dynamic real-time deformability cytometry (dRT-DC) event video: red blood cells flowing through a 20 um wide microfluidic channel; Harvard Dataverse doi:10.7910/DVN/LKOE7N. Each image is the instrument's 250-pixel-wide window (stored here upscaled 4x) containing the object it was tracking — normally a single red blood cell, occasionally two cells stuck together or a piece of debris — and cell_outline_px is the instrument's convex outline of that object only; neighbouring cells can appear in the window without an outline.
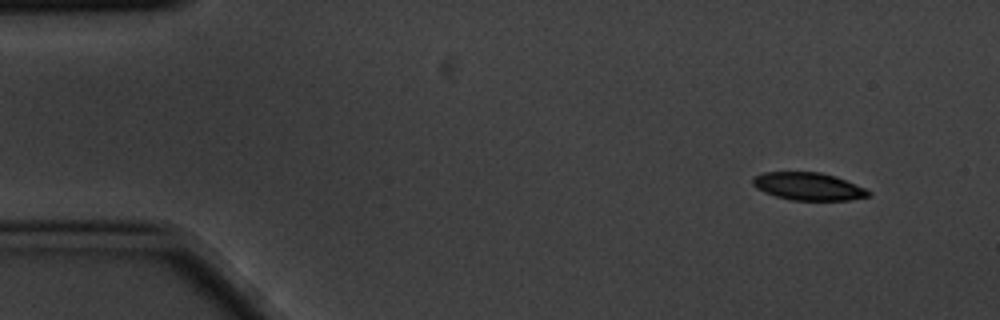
{"species": "common noctule bat (a hibernating species)", "species_latin": "Nyctalus noctula", "temperature_condition": "cold", "stored_images_in_passage": 4, "camera_frame_rate_fps": 3000, "um_per_image_px": 0.085, "animal": {"sex": "male", "body_mass_g": 20.1, "forearm_length_mm": 53.5}, "frame": {"image": 1, "passage_image": 1, "time_ms": 0.0, "image_size_px": [1000, 320], "cell_outline_px": [[872, 196], [852, 200], [792, 200], [776, 196], [764, 192], [756, 188], [752, 184], [752, 176], [764, 172], [820, 172], [836, 176], [864, 188], [872, 192]], "centroid_in_image_um": [68.71, 15.84], "position_along_channel_um": 16.3, "area_um2": 18.79}}
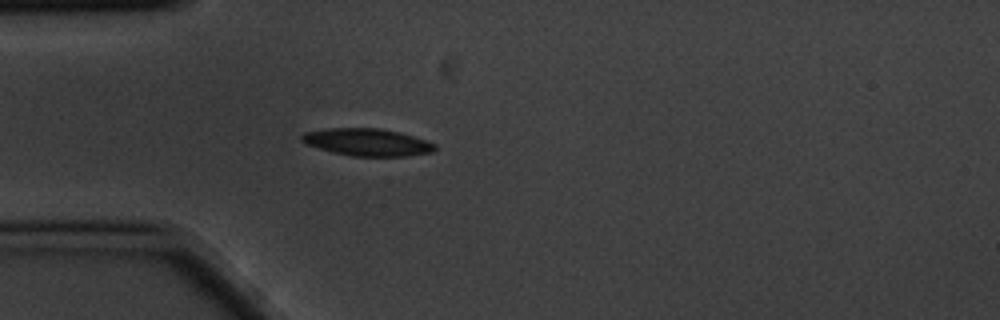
{"frame": {"image": 2, "passage_image": 4, "time_ms": 1.0, "image_size_px": [1000, 320], "cell_outline_px": [[436, 148], [432, 152], [404, 156], [352, 156], [332, 152], [304, 144], [300, 140], [300, 136], [304, 132], [328, 128], [380, 128], [400, 132], [436, 144]], "centroid_in_image_um": [31.16, 12.08], "position_along_channel_um": 53.8, "area_um2": 21.21}}